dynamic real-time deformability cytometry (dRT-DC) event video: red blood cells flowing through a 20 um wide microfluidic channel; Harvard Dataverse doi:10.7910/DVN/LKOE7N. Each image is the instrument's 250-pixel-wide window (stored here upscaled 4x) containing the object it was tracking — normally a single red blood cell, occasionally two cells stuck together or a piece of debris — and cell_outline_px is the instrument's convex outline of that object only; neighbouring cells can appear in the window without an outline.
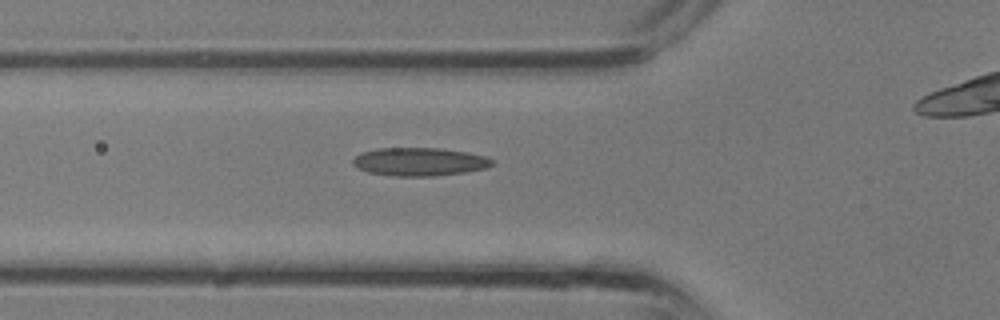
{"species": "common noctule bat (a hibernating species)", "species_latin": "Nyctalus noctula", "temperature_condition": "room temperature", "stored_images_in_passage": 25, "camera_frame_rate_fps": 3000, "um_per_image_px": 0.085, "animal": {"sex": "male", "body_mass_g": 13.3}, "frame": {"image": 1, "passage_image": 6, "time_ms": 1.667, "image_size_px": [1000, 320], "cell_outline_px": [[496, 164], [488, 168], [468, 172], [436, 176], [392, 176], [368, 172], [356, 168], [352, 164], [352, 160], [360, 152], [376, 148], [440, 148], [468, 152], [488, 156], [496, 160]], "centroid_in_image_um": [35.72, 13.75], "position_along_channel_um": 90.1, "area_um2": 23.52}}
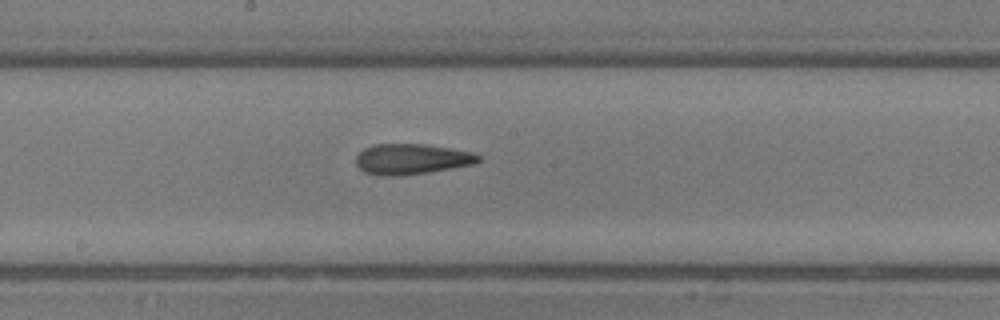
{"frame": {"image": 2, "passage_image": 12, "time_ms": 3.667, "image_size_px": [1000, 320], "cell_outline_px": [[480, 160], [476, 164], [428, 172], [400, 176], [384, 176], [364, 172], [356, 164], [356, 156], [364, 148], [372, 144], [424, 144], [452, 148], [476, 152], [480, 156]], "centroid_in_image_um": [35.02, 13.52], "position_along_channel_um": 213.2, "area_um2": 22.02}}
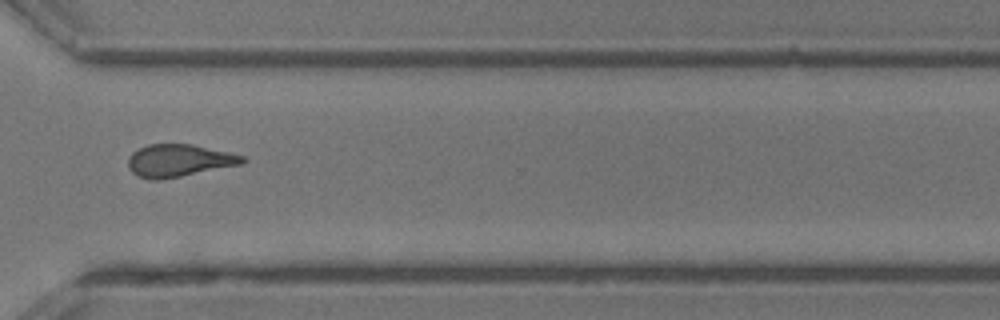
{"frame": {"image": 3, "passage_image": 19, "time_ms": 6.0, "image_size_px": [1000, 320], "cell_outline_px": [[248, 160], [244, 164], [160, 180], [152, 180], [136, 176], [128, 168], [128, 156], [132, 152], [148, 144], [192, 144], [228, 152], [244, 156]], "centroid_in_image_um": [15.21, 13.65], "position_along_channel_um": 355.4, "area_um2": 21.79}}